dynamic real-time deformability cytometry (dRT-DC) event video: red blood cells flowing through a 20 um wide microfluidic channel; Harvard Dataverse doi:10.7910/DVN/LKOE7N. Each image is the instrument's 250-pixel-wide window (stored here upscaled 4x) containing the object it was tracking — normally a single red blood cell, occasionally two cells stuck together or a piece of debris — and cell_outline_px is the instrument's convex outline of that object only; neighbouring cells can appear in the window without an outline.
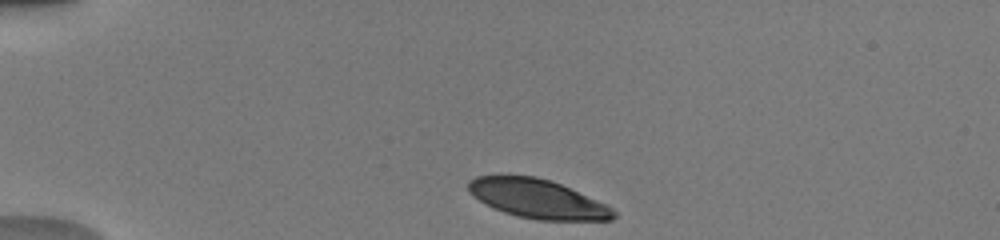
{"species": "human", "species_latin": "Homo sapiens", "temperature_condition": "warm", "stored_images_in_passage": 24, "camera_frame_rate_fps": 3000, "um_per_image_px": 0.085, "donor": {"sex": "male"}, "frame": {"image": 1, "passage_image": 1, "time_ms": 0.0, "image_size_px": [1000, 240], "cell_outline_px": [[616, 216], [612, 220], [536, 220], [516, 216], [504, 212], [480, 200], [468, 192], [468, 180], [476, 176], [536, 176], [552, 180], [596, 200], [612, 208], [616, 212]], "centroid_in_image_um": [45.69, 16.9], "position_along_channel_um": 39.3, "area_um2": 32.66}}
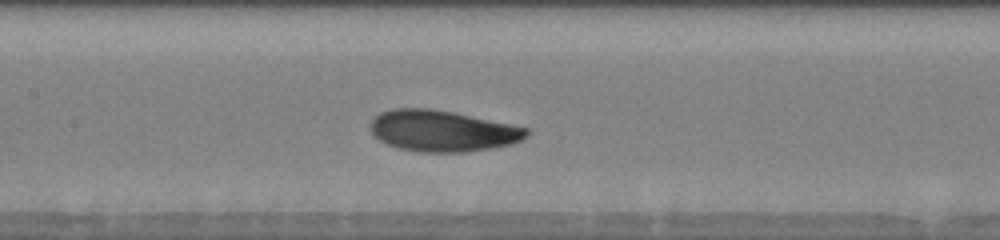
{"frame": {"image": 2, "passage_image": 15, "time_ms": 4.667, "image_size_px": [1000, 240], "cell_outline_px": [[528, 136], [512, 144], [492, 148], [464, 152], [416, 152], [400, 148], [388, 144], [380, 140], [368, 128], [372, 120], [380, 112], [392, 108], [432, 108], [452, 112], [528, 128]], "centroid_in_image_um": [37.58, 11.12], "position_along_channel_um": 169.8, "area_um2": 37.34}}
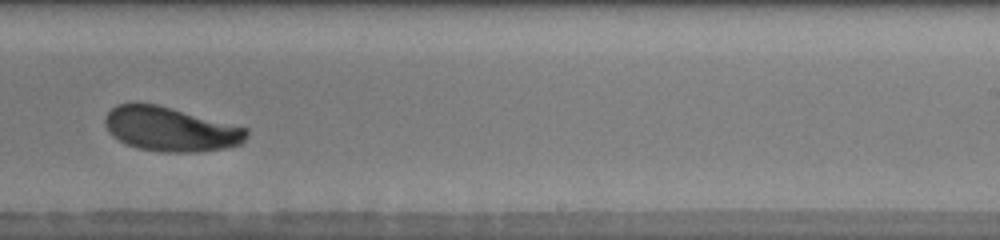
{"frame": {"image": 3, "passage_image": 23, "time_ms": 7.333, "image_size_px": [1000, 240], "cell_outline_px": [[248, 136], [240, 144], [224, 148], [200, 152], [160, 152], [136, 148], [124, 144], [112, 136], [108, 132], [104, 124], [104, 116], [116, 104], [136, 100], [156, 104], [172, 108], [248, 128]], "centroid_in_image_um": [14.42, 10.96], "position_along_channel_um": 274.6, "area_um2": 37.22}}